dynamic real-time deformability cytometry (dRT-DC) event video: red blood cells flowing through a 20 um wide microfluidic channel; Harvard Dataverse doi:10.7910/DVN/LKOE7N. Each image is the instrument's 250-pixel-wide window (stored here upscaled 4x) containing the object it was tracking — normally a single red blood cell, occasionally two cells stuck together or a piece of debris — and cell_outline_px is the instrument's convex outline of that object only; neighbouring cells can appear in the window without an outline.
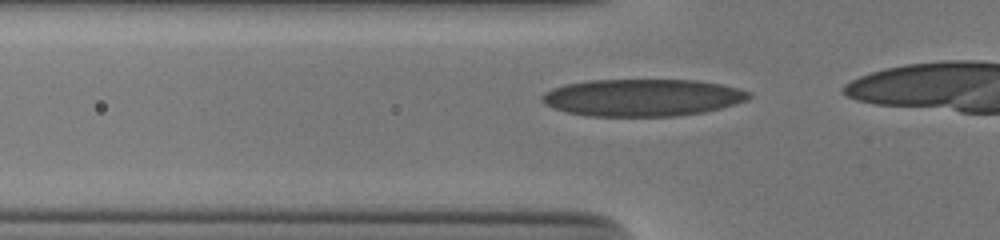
{"species": "human", "species_latin": "Homo sapiens", "temperature_condition": "cold", "stored_images_in_passage": 8, "camera_frame_rate_fps": 3000, "um_per_image_px": 0.085, "donor": {"sex": "male"}, "frame": {"image": 1, "passage_image": 2, "time_ms": 0.333, "image_size_px": [1000, 240], "cell_outline_px": [[752, 96], [748, 100], [720, 108], [704, 112], [676, 116], [588, 116], [568, 112], [556, 108], [540, 100], [540, 96], [544, 92], [552, 88], [564, 84], [588, 80], [696, 80], [720, 84], [752, 92]], "centroid_in_image_um": [54.61, 8.29], "position_along_channel_um": 71.2, "area_um2": 44.85}}
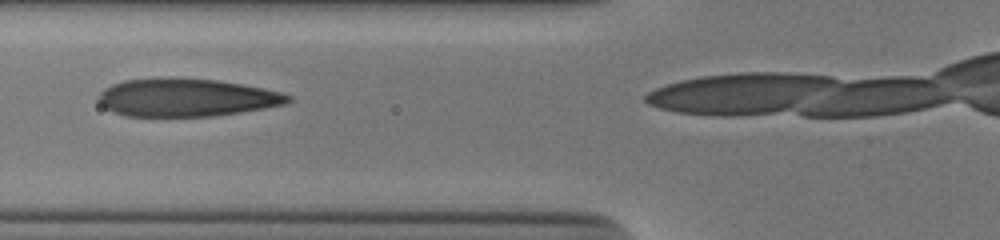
{"frame": {"image": 2, "passage_image": 5, "time_ms": 1.333, "image_size_px": [1000, 240], "cell_outline_px": [[292, 100], [284, 104], [264, 108], [240, 112], [212, 116], [128, 116], [112, 112], [100, 104], [100, 92], [104, 88], [112, 84], [124, 80], [216, 80], [244, 84], [264, 88], [280, 92], [292, 96]], "centroid_in_image_um": [15.88, 8.32], "position_along_channel_um": 109.9, "area_um2": 40.86}}